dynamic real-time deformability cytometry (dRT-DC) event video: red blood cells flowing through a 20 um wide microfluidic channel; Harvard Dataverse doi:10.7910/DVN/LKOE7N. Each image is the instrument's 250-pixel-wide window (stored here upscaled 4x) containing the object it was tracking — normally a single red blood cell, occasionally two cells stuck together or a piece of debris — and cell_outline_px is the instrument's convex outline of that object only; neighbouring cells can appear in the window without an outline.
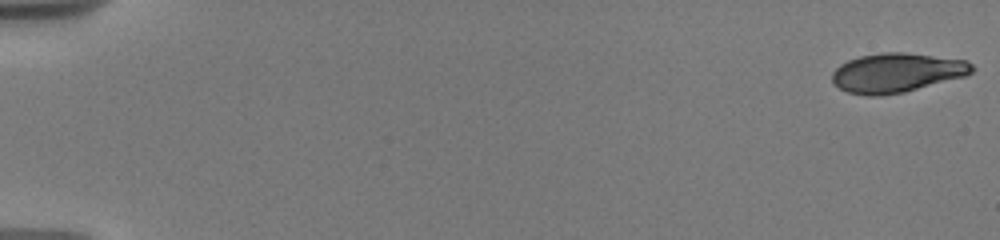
{"species": "human", "species_latin": "Homo sapiens", "temperature_condition": "warm", "stored_images_in_passage": 21, "camera_frame_rate_fps": 3000, "um_per_image_px": 0.085, "donor": {"sex": "male"}, "frame": {"image": 1, "passage_image": 1, "time_ms": 0.0, "image_size_px": [1000, 240], "cell_outline_px": [[976, 68], [972, 72], [964, 76], [904, 92], [880, 96], [868, 96], [848, 92], [832, 84], [832, 72], [840, 64], [848, 60], [860, 56], [884, 52], [904, 52], [968, 60]], "centroid_in_image_um": [76.21, 6.18], "position_along_channel_um": 8.8, "area_um2": 32.08}}
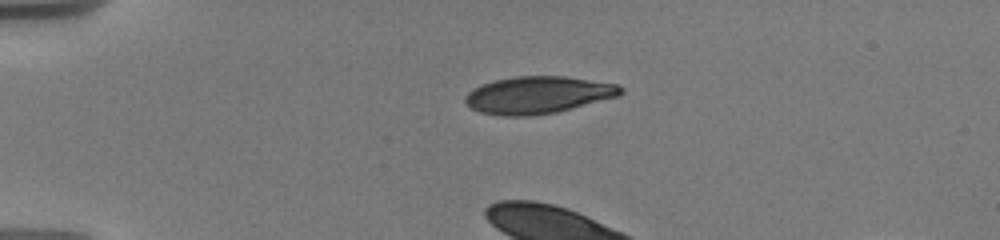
{"frame": {"image": 2, "passage_image": 14, "time_ms": 4.333, "image_size_px": [1000, 240], "cell_outline_px": [[624, 92], [620, 96], [556, 112], [528, 116], [504, 116], [480, 112], [472, 108], [464, 100], [464, 96], [472, 88], [480, 84], [512, 76], [564, 76], [620, 84], [624, 88]], "centroid_in_image_um": [45.75, 8.06], "position_along_channel_um": 39.2, "area_um2": 33.93}}